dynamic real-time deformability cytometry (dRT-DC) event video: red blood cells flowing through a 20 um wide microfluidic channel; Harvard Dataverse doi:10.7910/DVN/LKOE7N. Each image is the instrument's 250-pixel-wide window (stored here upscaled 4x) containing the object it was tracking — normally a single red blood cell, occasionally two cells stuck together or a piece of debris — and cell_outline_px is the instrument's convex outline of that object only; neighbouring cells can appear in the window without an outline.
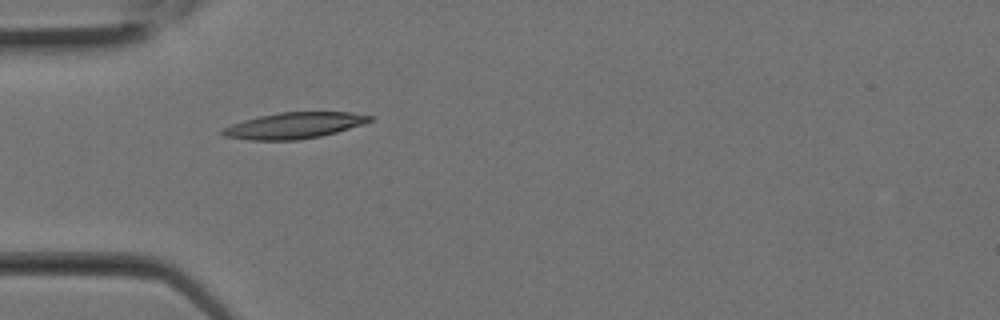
{"species": "Egyptian fruit bat (a non-hibernating species)", "species_latin": "Rousettus aegyptiacus", "temperature_condition": "room temperature", "stored_images_in_passage": 4, "camera_frame_rate_fps": 3000, "um_per_image_px": 0.085, "animal": {"sex": "female"}, "frame": {"image": 1, "passage_image": 1, "time_ms": 0.0, "image_size_px": [1000, 320], "cell_outline_px": [[372, 120], [336, 132], [320, 136], [296, 140], [252, 140], [224, 136], [220, 132], [224, 128], [232, 124], [244, 120], [260, 116], [280, 112], [348, 112], [372, 116]], "centroid_in_image_um": [24.97, 10.67], "position_along_channel_um": 60.0, "area_um2": 21.96}}
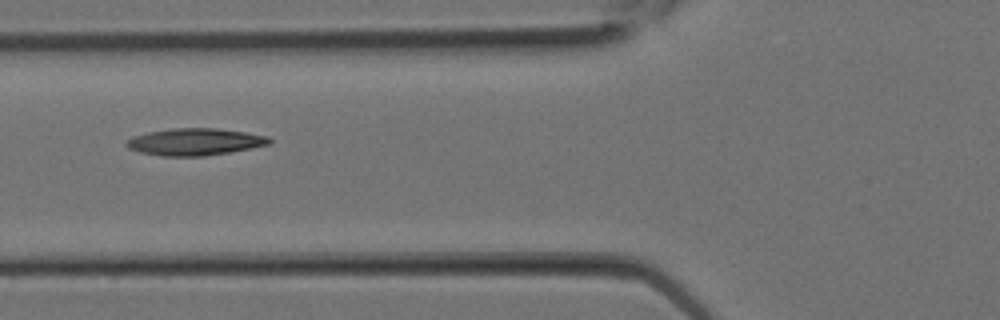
{"frame": {"image": 2, "passage_image": 3, "time_ms": 0.667, "image_size_px": [1000, 320], "cell_outline_px": [[272, 140], [268, 144], [228, 152], [204, 156], [160, 156], [140, 152], [128, 148], [124, 144], [132, 136], [148, 132], [172, 128], [216, 128], [244, 132], [268, 136]], "centroid_in_image_um": [16.51, 12.05], "position_along_channel_um": 109.3, "area_um2": 22.31}}